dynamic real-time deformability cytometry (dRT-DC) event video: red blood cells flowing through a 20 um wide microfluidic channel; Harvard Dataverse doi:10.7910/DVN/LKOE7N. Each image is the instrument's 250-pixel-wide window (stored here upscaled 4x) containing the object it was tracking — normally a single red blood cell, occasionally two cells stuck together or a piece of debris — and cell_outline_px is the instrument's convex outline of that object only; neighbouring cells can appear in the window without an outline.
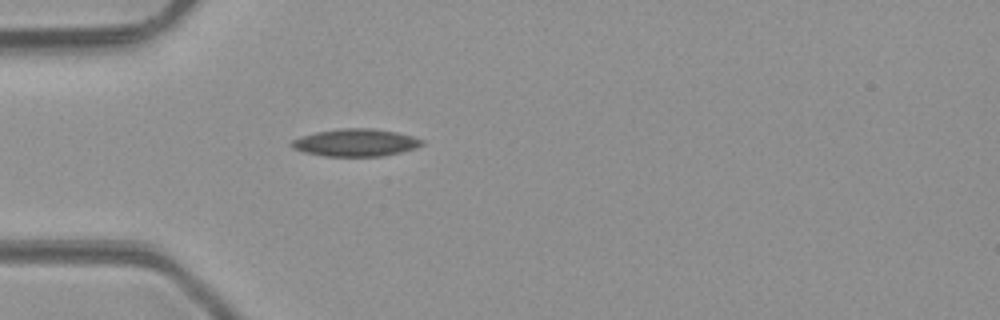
{"species": "common noctule bat (a hibernating species)", "species_latin": "Nyctalus noctula", "temperature_condition": "room temperature", "stored_images_in_passage": 1, "camera_frame_rate_fps": 3000, "um_per_image_px": 0.085, "animal": {"sex": "male", "body_mass_g": 23.1, "forearm_length_mm": 52.7}, "frame": {"image": 1, "passage_image": 1, "time_ms": 0.0, "image_size_px": [1000, 320], "cell_outline_px": [[424, 144], [416, 148], [384, 156], [324, 156], [304, 152], [292, 148], [288, 144], [292, 140], [300, 136], [316, 132], [340, 128], [372, 128], [396, 132], [412, 136], [424, 140]], "centroid_in_image_um": [30.21, 12.12], "position_along_channel_um": 54.8, "area_um2": 20.98}}